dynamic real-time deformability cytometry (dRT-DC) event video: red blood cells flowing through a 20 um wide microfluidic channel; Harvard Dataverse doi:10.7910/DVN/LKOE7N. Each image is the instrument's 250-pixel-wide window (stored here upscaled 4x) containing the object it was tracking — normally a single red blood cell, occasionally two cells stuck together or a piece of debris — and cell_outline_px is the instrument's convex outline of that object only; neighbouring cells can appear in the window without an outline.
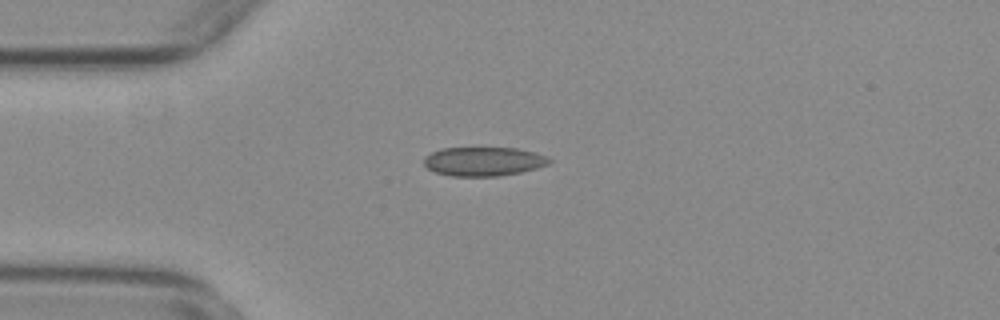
{"species": "common noctule bat (a hibernating species)", "species_latin": "Nyctalus noctula", "temperature_condition": "warm", "stored_images_in_passage": 45, "camera_frame_rate_fps": 3000, "um_per_image_px": 0.085, "animal": {"sex": "female", "body_mass_g": 29.2, "forearm_length_mm": 56.3}, "frame": {"image": 1, "passage_image": 4, "time_ms": 1.0, "image_size_px": [1000, 320], "cell_outline_px": [[552, 160], [548, 164], [536, 168], [520, 172], [500, 176], [452, 176], [436, 172], [428, 168], [424, 164], [424, 156], [432, 152], [444, 148], [516, 148], [536, 152]], "centroid_in_image_um": [41.1, 13.72], "position_along_channel_um": 43.9, "area_um2": 21.04}}
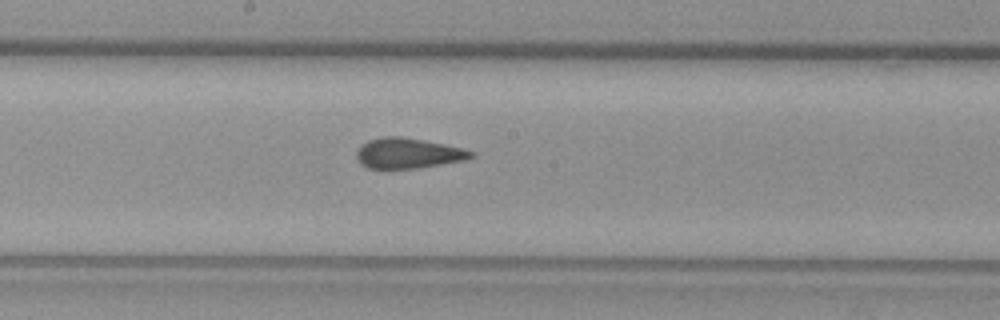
{"frame": {"image": 2, "passage_image": 19, "time_ms": 6.0, "image_size_px": [1000, 320], "cell_outline_px": [[476, 156], [464, 160], [420, 168], [368, 168], [360, 164], [356, 156], [356, 152], [360, 144], [368, 140], [384, 136], [400, 136], [424, 140], [444, 144], [476, 152]], "centroid_in_image_um": [34.67, 13.02], "position_along_channel_um": 213.5, "area_um2": 20.35}}
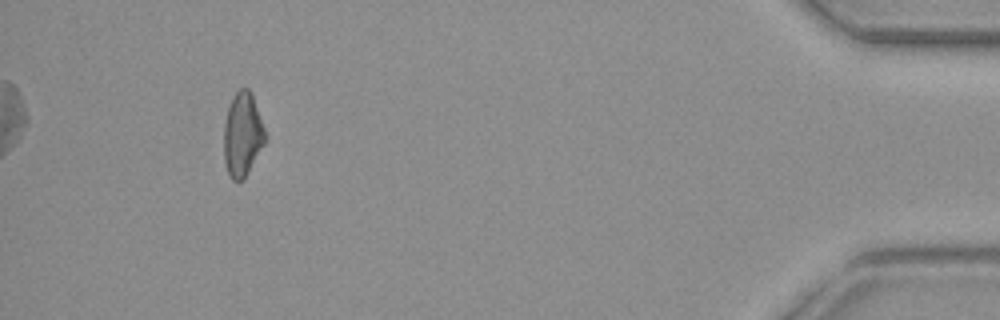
{"frame": {"image": 3, "passage_image": 41, "time_ms": 13.333, "image_size_px": [1000, 320], "cell_outline_px": [[264, 144], [244, 180], [232, 180], [228, 172], [224, 160], [224, 124], [228, 108], [232, 96], [240, 88], [248, 88], [252, 96], [264, 128]], "centroid_in_image_um": [20.59, 11.45], "position_along_channel_um": 414.6, "area_um2": 19.83}, "authors_computed_cell_mechanics": {"area_um2": 20.5768, "velocity_mm_per_s": 3.7375, "shape_relaxation_time_tau1_ms": null, "shape_relaxation_time_tau2_ms": 1.382, "deformation_change_tau1": null, "deformation_change_tau2": 0.0749}}